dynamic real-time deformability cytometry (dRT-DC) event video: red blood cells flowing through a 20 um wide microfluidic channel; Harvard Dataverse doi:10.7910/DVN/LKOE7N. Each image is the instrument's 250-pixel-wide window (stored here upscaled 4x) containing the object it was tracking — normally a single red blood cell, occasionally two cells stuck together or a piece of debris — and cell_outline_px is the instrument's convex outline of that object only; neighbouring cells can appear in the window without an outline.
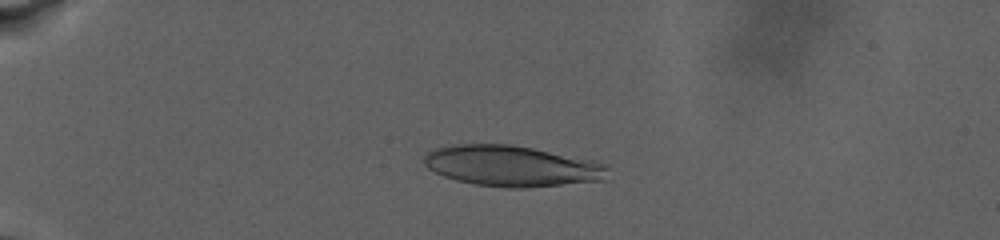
{"species": "human", "species_latin": "Homo sapiens", "temperature_condition": "warm", "stored_images_in_passage": 67, "camera_frame_rate_fps": 3000, "um_per_image_px": 0.085, "donor": {"sex": "male"}, "frame": {"image": 1, "passage_image": 21, "time_ms": 8.0, "image_size_px": [1000, 240], "cell_outline_px": [[608, 180], [528, 188], [504, 188], [472, 184], [456, 180], [444, 176], [428, 168], [420, 160], [428, 152], [436, 148], [448, 144], [508, 144], [532, 148], [596, 160], [608, 164]], "centroid_in_image_um": [43.54, 14.12], "position_along_channel_um": 41.5, "area_um2": 44.45}}
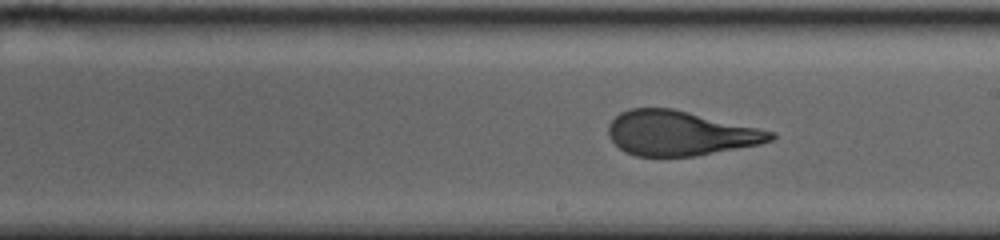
{"frame": {"image": 2, "passage_image": 40, "time_ms": 18.333, "image_size_px": [1000, 240], "cell_outline_px": [[776, 136], [772, 140], [760, 144], [696, 156], [636, 156], [624, 152], [608, 136], [608, 124], [620, 112], [632, 108], [672, 108], [776, 132]], "centroid_in_image_um": [57.8, 11.33], "position_along_channel_um": 231.2, "area_um2": 42.14}}
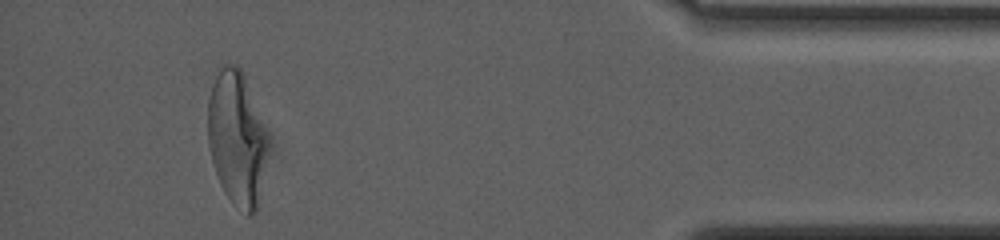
{"frame": {"image": 3, "passage_image": 62, "time_ms": 27.667, "image_size_px": [1000, 240], "cell_outline_px": [[268, 148], [256, 212], [248, 216], [232, 204], [224, 192], [220, 184], [208, 148], [208, 96], [212, 84], [220, 64], [232, 64], [240, 68], [244, 76], [268, 136]], "centroid_in_image_um": [20.1, 11.77], "position_along_channel_um": 415.1, "area_um2": 46.82}, "authors_computed_cell_mechanics": {"area_um2": 44.4482, "velocity_mm_per_s": 2.4515, "shape_relaxation_time_tau1_ms": null, "shape_relaxation_time_tau2_ms": 1.5482, "deformation_change_tau1": null, "deformation_change_tau2": 0.0964}}